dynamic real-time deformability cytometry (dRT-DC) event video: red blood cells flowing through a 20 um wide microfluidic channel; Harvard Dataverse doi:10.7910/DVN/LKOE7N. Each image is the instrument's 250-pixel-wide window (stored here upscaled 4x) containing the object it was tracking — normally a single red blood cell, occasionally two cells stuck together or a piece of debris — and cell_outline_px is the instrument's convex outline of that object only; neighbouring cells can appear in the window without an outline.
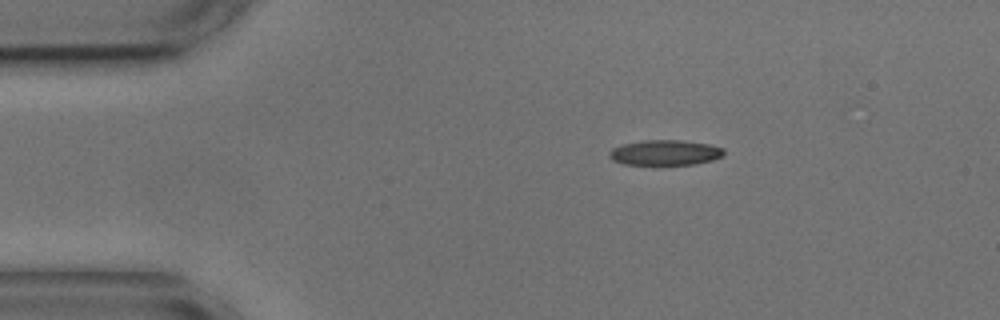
{"species": "common noctule bat (a hibernating species)", "species_latin": "Nyctalus noctula", "temperature_condition": "cold", "stored_images_in_passage": 2, "camera_frame_rate_fps": 3000, "um_per_image_px": 0.085, "animal": {"sex": "male", "body_mass_g": 17.9, "forearm_length_mm": 54.2}, "frame": {"image": 1, "passage_image": 1, "time_ms": 0.0, "image_size_px": [1000, 320], "cell_outline_px": [[724, 156], [712, 160], [696, 164], [656, 168], [624, 164], [612, 160], [608, 156], [608, 152], [612, 148], [624, 144], [644, 140], [680, 140], [708, 144], [724, 148]], "centroid_in_image_um": [56.5, 13.03], "position_along_channel_um": 28.5, "area_um2": 17.86}}